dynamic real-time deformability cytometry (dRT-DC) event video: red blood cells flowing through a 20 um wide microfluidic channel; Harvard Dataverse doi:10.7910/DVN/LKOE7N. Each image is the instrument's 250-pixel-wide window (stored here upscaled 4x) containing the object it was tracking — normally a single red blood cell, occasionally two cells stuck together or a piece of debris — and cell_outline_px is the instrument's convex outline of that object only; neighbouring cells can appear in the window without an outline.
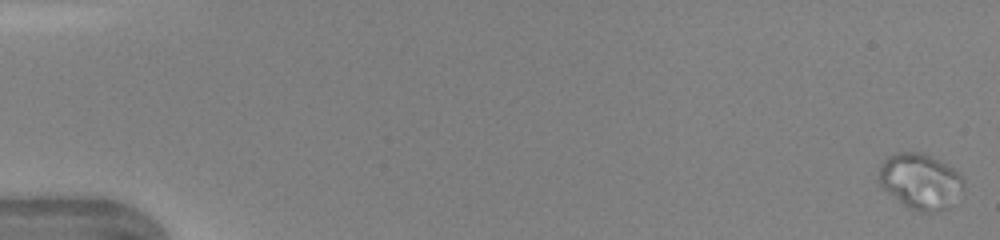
{"species": "human", "species_latin": "Homo sapiens", "temperature_condition": "warm", "stored_images_in_passage": 49, "camera_frame_rate_fps": 3000, "um_per_image_px": 0.085, "donor": {"sex": "female"}, "frame": {"image": 1, "passage_image": 1, "time_ms": 0.0, "image_size_px": [1000, 240], "cell_outline_px": [[960, 188], [948, 208], [928, 212], [920, 212], [908, 208], [880, 188], [880, 164], [888, 156], [896, 152], [924, 152], [952, 168], [960, 176]], "centroid_in_image_um": [78.13, 15.4], "position_along_channel_um": 6.9, "area_um2": 26.82}}
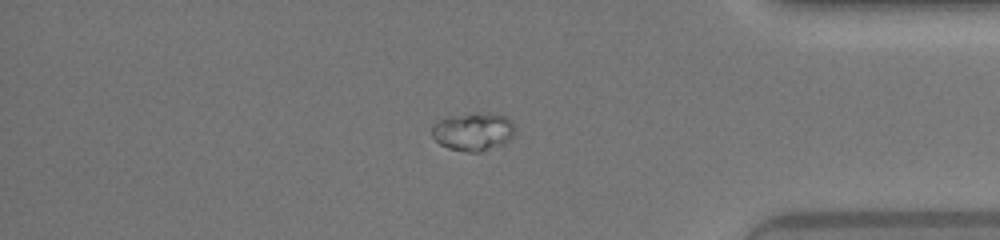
{"frame": {"image": 2, "passage_image": 42, "time_ms": 13.667, "image_size_px": [1000, 240], "cell_outline_px": [[516, 128], [512, 136], [508, 140], [480, 152], [468, 152], [448, 148], [440, 144], [432, 136], [432, 128], [440, 120], [456, 116], [476, 112], [508, 116]], "centroid_in_image_um": [40.24, 11.18], "position_along_channel_um": 395.0, "area_um2": 18.03}}
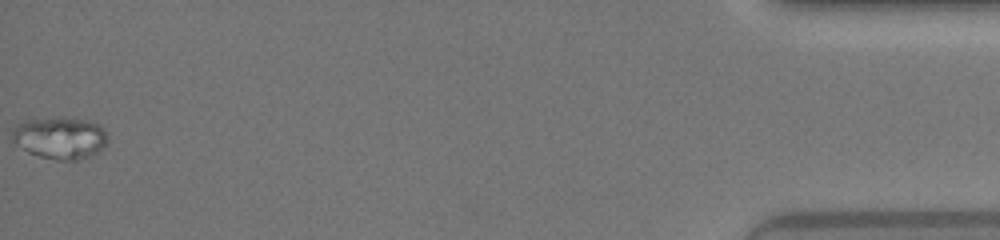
{"frame": {"image": 3, "passage_image": 49, "time_ms": 16.0, "image_size_px": [1000, 240], "cell_outline_px": [[108, 140], [104, 148], [88, 156], [76, 160], [56, 160], [40, 156], [28, 152], [12, 140], [12, 132], [24, 120], [60, 116], [64, 116], [88, 120], [104, 128], [108, 136]], "centroid_in_image_um": [5.14, 11.7], "position_along_channel_um": 430.1, "area_um2": 23.47}}